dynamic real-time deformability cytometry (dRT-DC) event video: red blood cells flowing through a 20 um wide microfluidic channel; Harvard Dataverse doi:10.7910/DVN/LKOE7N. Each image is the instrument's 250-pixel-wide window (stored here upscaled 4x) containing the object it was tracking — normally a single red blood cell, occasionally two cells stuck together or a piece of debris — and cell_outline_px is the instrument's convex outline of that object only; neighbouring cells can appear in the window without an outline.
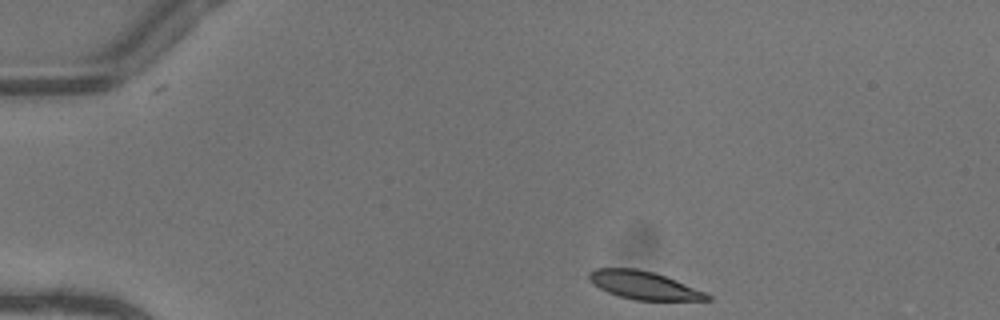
{"species": "common noctule bat (a hibernating species)", "species_latin": "Nyctalus noctula", "temperature_condition": "warm", "stored_images_in_passage": 43, "camera_frame_rate_fps": 3000, "um_per_image_px": 0.085, "animal": {"sex": "female"}, "frame": {"image": 1, "passage_image": 1, "time_ms": 0.0, "image_size_px": [1000, 320], "cell_outline_px": [[712, 300], [636, 300], [620, 296], [608, 292], [592, 284], [588, 280], [588, 272], [596, 268], [636, 268], [652, 272], [676, 280], [704, 292], [712, 296]], "centroid_in_image_um": [54.69, 24.24], "position_along_channel_um": 30.3, "area_um2": 19.13}}
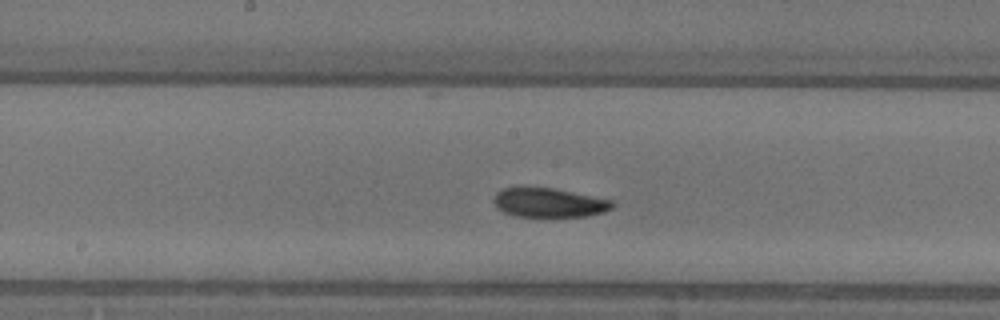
{"frame": {"image": 2, "passage_image": 19, "time_ms": 6.0, "image_size_px": [1000, 320], "cell_outline_px": [[616, 204], [612, 208], [604, 212], [588, 216], [548, 220], [516, 216], [504, 212], [496, 208], [492, 200], [496, 192], [504, 188], [552, 188], [612, 200]], "centroid_in_image_um": [46.67, 17.29], "position_along_channel_um": 201.5, "area_um2": 21.04}}
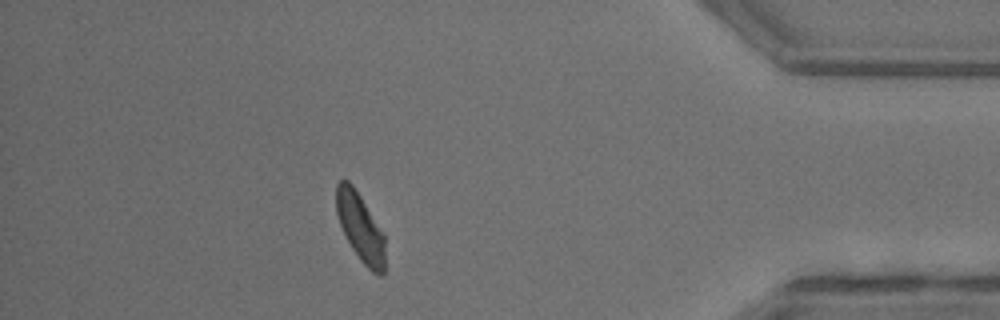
{"frame": {"image": 3, "passage_image": 37, "time_ms": 12.0, "image_size_px": [1000, 320], "cell_outline_px": [[384, 272], [380, 276], [372, 272], [360, 260], [352, 248], [340, 224], [336, 212], [336, 184], [340, 180], [348, 180], [352, 184], [384, 232]], "centroid_in_image_um": [30.63, 19.31], "position_along_channel_um": 404.6, "area_um2": 19.25}, "authors_computed_cell_mechanics": {"area_um2": 20.5768, "velocity_mm_per_s": 4.072, "shape_relaxation_time_tau1_ms": 3.2718, "shape_relaxation_time_tau2_ms": 3.8886, "deformation_change_tau1": 0.1392, "deformation_change_tau2": 0.0888}}